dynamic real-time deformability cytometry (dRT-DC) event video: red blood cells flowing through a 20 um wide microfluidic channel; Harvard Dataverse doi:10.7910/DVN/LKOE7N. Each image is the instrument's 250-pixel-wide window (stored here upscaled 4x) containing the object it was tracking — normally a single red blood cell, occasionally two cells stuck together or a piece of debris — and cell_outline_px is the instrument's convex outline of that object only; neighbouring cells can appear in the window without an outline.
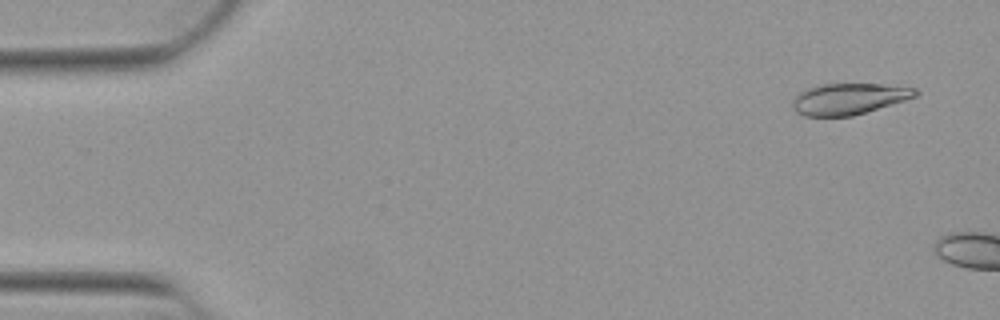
{"species": "Egyptian fruit bat (a non-hibernating species)", "species_latin": "Rousettus aegyptiacus", "temperature_condition": "warm", "stored_images_in_passage": 7, "camera_frame_rate_fps": 3000, "um_per_image_px": 0.085, "animal": {"sex": "female"}, "frame": {"image": 1, "passage_image": 3, "time_ms": 0.667, "image_size_px": [1000, 320], "cell_outline_px": [[920, 92], [916, 96], [904, 100], [852, 116], [804, 116], [796, 112], [792, 108], [792, 100], [800, 92], [808, 88], [820, 84], [884, 84], [916, 88]], "centroid_in_image_um": [72.13, 8.4], "position_along_channel_um": 12.9, "area_um2": 22.25}}